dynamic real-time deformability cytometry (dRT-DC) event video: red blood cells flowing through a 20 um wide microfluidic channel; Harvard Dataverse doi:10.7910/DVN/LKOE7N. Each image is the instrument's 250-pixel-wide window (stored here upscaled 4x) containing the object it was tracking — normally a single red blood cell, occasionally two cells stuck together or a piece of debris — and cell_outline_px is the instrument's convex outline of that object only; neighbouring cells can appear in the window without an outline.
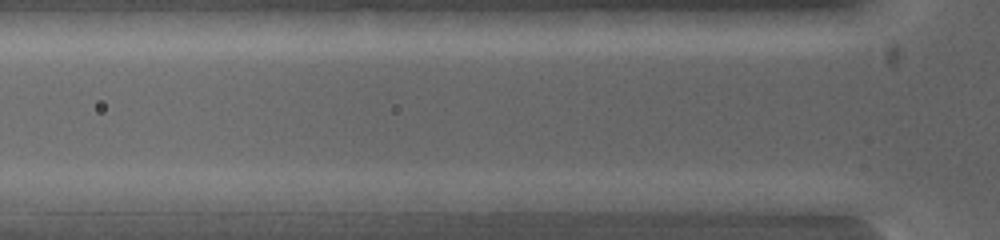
{"species": "common noctule bat (a hibernating species)", "species_latin": "Nyctalus noctula", "temperature_condition": "warm", "stored_images_in_passage": 3, "camera_frame_rate_fps": 5000, "um_per_image_px": 0.085, "animal": {"sex": "female", "body_mass_g": 19.0, "forearm_length_mm": 53.3}, "frame": {"image": 1, "passage_image": 3, "time_ms": 0.4, "image_size_px": [1000, 240], "cell_outline_px": [[604, 200], [564, 212], [496, 212], [488, 200], [568, 192], [580, 192]], "centroid_in_image_um": [46.26, 17.24], "position_along_channel_um": 79.5, "area_um2": 11.68}}